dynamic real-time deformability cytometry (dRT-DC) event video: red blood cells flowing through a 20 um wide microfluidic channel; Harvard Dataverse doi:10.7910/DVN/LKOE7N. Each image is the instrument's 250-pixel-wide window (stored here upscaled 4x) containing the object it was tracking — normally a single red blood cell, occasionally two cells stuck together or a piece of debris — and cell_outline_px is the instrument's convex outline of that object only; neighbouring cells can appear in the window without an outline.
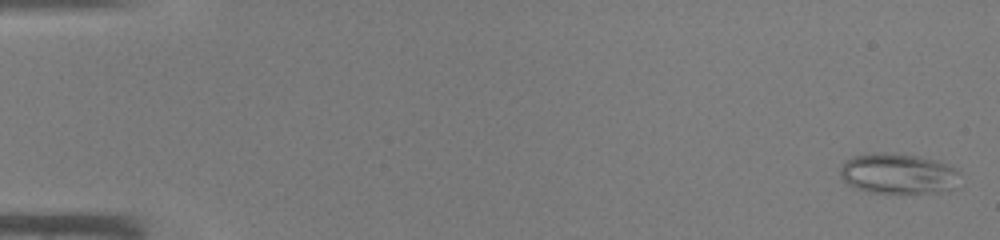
{"species": "common noctule bat (a hibernating species)", "species_latin": "Nyctalus noctula", "temperature_condition": "warm", "stored_images_in_passage": 45, "camera_frame_rate_fps": 3000, "um_per_image_px": 0.085, "animal": {"sex": "male", "body_mass_g": 19.0, "forearm_length_mm": 50.8}, "frame": {"image": 1, "passage_image": 1, "time_ms": 0.0, "image_size_px": [1000, 240], "cell_outline_px": [[960, 172], [948, 188], [936, 192], [868, 192], [856, 188], [848, 184], [840, 176], [840, 168], [844, 160], [852, 156], [872, 152], [884, 152], [916, 156], [940, 160], [956, 168]], "centroid_in_image_um": [76.25, 14.72], "position_along_channel_um": 8.8, "area_um2": 27.86}}
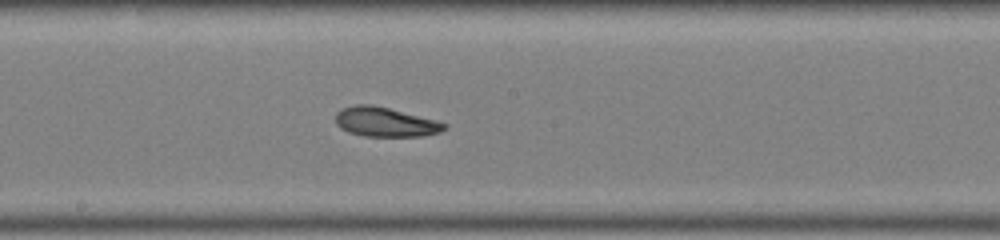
{"frame": {"image": 2, "passage_image": 25, "time_ms": 8.0, "image_size_px": [1000, 240], "cell_outline_px": [[448, 128], [440, 132], [424, 136], [364, 136], [348, 132], [340, 128], [336, 124], [336, 112], [344, 108], [356, 104], [372, 104], [436, 120], [448, 124]], "centroid_in_image_um": [32.76, 10.38], "position_along_channel_um": 215.4, "area_um2": 18.67}}
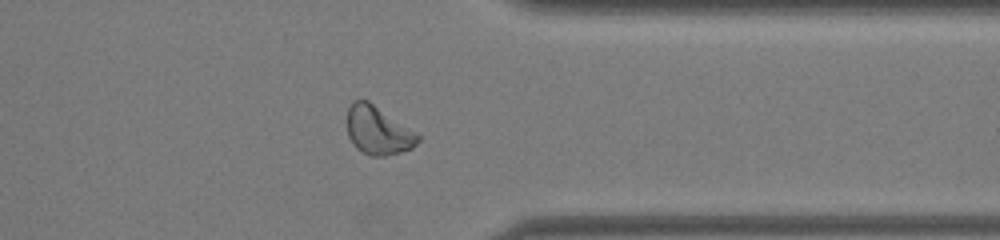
{"frame": {"image": 3, "passage_image": 36, "time_ms": 11.667, "image_size_px": [1000, 240], "cell_outline_px": [[420, 140], [412, 148], [400, 152], [384, 156], [368, 156], [356, 148], [352, 144], [348, 136], [348, 108], [352, 100], [368, 100], [416, 132], [420, 136]], "centroid_in_image_um": [32.12, 11.1], "position_along_channel_um": 379.3, "area_um2": 19.94}}